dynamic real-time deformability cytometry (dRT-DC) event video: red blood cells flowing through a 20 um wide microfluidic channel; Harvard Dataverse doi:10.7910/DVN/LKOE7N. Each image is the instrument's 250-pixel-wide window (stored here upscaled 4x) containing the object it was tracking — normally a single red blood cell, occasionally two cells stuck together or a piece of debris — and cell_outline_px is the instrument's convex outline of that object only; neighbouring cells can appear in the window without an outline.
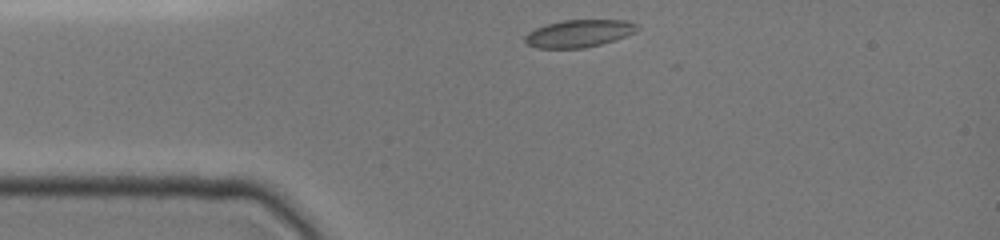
{"species": "common noctule bat (a hibernating species)", "species_latin": "Nyctalus noctula", "temperature_condition": "cold", "stored_images_in_passage": 29, "camera_frame_rate_fps": 3000, "um_per_image_px": 0.085, "animal": {"sex": "female", "body_mass_g": 19.0, "forearm_length_mm": 51.5}, "frame": {"image": 1, "passage_image": 1, "time_ms": 0.0, "image_size_px": [1000, 240], "cell_outline_px": [[640, 28], [636, 32], [600, 44], [584, 48], [536, 48], [524, 44], [524, 36], [528, 32], [536, 28], [548, 24], [564, 20], [628, 20], [636, 24]], "centroid_in_image_um": [49.18, 2.84], "position_along_channel_um": 35.8, "area_um2": 17.92}}
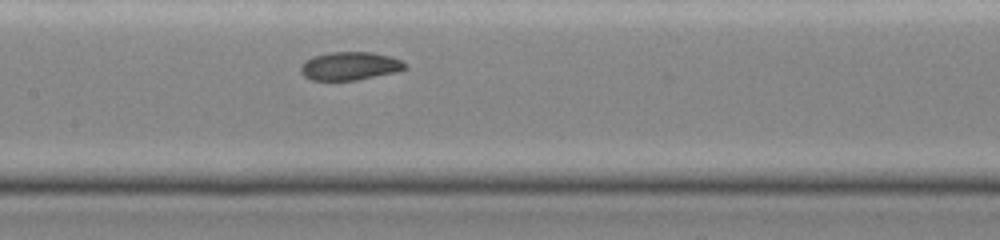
{"frame": {"image": 2, "passage_image": 14, "time_ms": 4.333, "image_size_px": [1000, 240], "cell_outline_px": [[408, 68], [396, 72], [356, 80], [312, 80], [304, 76], [300, 72], [300, 68], [312, 56], [328, 52], [372, 52], [392, 56], [408, 64]], "centroid_in_image_um": [29.78, 5.6], "position_along_channel_um": 177.6, "area_um2": 17.22}}
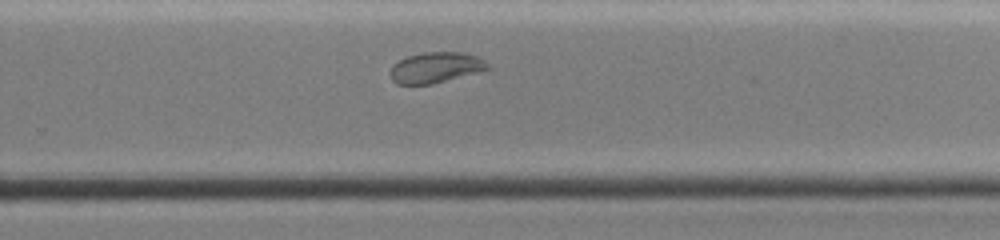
{"frame": {"image": 3, "passage_image": 24, "time_ms": 7.333, "image_size_px": [1000, 240], "cell_outline_px": [[488, 68], [432, 84], [396, 84], [392, 80], [388, 72], [392, 64], [408, 56], [424, 52], [464, 52], [476, 56], [484, 60], [488, 64]], "centroid_in_image_um": [36.94, 5.73], "position_along_channel_um": 292.9, "area_um2": 17.17}}